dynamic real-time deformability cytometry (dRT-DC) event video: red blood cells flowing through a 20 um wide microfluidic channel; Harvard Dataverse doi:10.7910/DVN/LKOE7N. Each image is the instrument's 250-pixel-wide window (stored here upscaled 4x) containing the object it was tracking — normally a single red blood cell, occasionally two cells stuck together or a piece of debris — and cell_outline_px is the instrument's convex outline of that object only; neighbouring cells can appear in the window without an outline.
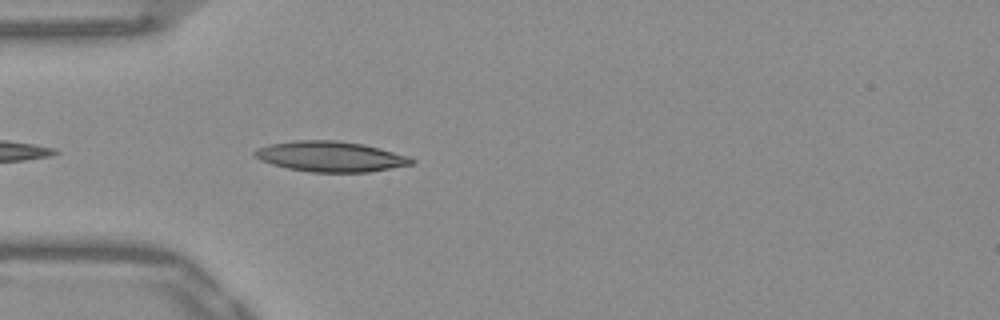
{"species": "Egyptian fruit bat (a non-hibernating species)", "species_latin": "Rousettus aegyptiacus", "temperature_condition": "warm", "stored_images_in_passage": 7, "camera_frame_rate_fps": 3000, "um_per_image_px": 0.085, "frame": {"image": 1, "passage_image": 2, "time_ms": 0.333, "image_size_px": [1000, 320], "cell_outline_px": [[416, 160], [412, 164], [368, 172], [312, 172], [288, 168], [272, 164], [260, 160], [252, 156], [252, 152], [256, 148], [268, 144], [292, 140], [336, 140], [364, 144], [380, 148], [408, 156]], "centroid_in_image_um": [28.04, 13.29], "position_along_channel_um": 57.0, "area_um2": 27.92}}